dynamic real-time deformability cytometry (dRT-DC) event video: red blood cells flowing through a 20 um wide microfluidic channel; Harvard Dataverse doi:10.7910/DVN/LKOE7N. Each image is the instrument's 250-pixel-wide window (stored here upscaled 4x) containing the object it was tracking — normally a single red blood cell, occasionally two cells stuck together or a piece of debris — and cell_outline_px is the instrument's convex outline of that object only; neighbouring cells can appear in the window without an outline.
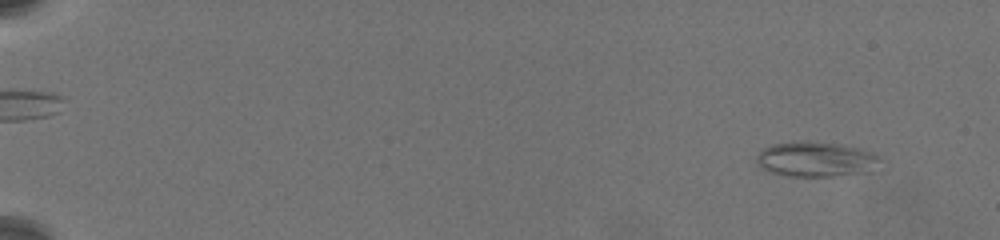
{"species": "common noctule bat (a hibernating species)", "species_latin": "Nyctalus noctula", "temperature_condition": "warm", "stored_images_in_passage": 31, "camera_frame_rate_fps": 3000, "um_per_image_px": 0.085, "animal": {"sex": "female", "body_mass_g": 19.5, "forearm_length_mm": 54.1}, "frame": {"image": 1, "passage_image": 2, "time_ms": 1.0, "image_size_px": [1000, 240], "cell_outline_px": [[880, 160], [872, 172], [832, 176], [788, 176], [768, 172], [760, 168], [756, 164], [756, 156], [764, 148], [772, 144], [800, 140], [804, 140], [840, 144], [860, 148], [876, 152], [880, 156]], "centroid_in_image_um": [69.36, 13.53], "position_along_channel_um": 15.6, "area_um2": 25.78}}
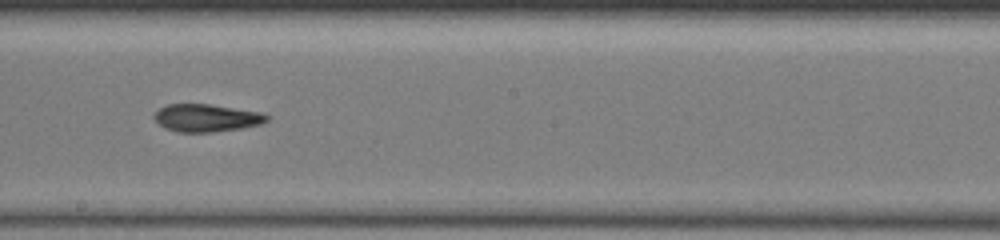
{"frame": {"image": 2, "passage_image": 16, "time_ms": 12.333, "image_size_px": [1000, 240], "cell_outline_px": [[268, 120], [260, 124], [244, 128], [212, 132], [176, 132], [164, 128], [152, 116], [160, 108], [168, 104], [208, 104], [260, 112], [268, 116]], "centroid_in_image_um": [17.53, 10.03], "position_along_channel_um": 230.7, "area_um2": 18.03}}
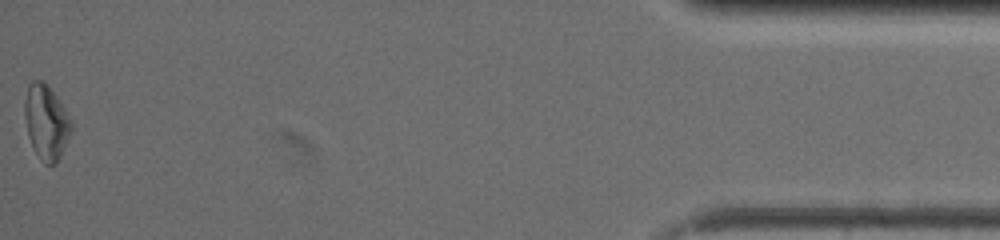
{"frame": {"image": 3, "passage_image": 31, "time_ms": 20.333, "image_size_px": [1000, 240], "cell_outline_px": [[72, 132], [56, 164], [44, 164], [40, 160], [28, 136], [24, 116], [24, 100], [28, 84], [32, 80], [44, 80], [68, 112], [72, 120]], "centroid_in_image_um": [3.93, 10.35], "position_along_channel_um": 431.3, "area_um2": 20.52}, "authors_computed_cell_mechanics": {"area_um2": 18.8428, "velocity_mm_per_s": 3.4793, "shape_relaxation_time_tau1_ms": 8.3678, "shape_relaxation_time_tau2_ms": 3.1885, "deformation_change_tau1": 0.2071, "deformation_change_tau2": 0.1132}}